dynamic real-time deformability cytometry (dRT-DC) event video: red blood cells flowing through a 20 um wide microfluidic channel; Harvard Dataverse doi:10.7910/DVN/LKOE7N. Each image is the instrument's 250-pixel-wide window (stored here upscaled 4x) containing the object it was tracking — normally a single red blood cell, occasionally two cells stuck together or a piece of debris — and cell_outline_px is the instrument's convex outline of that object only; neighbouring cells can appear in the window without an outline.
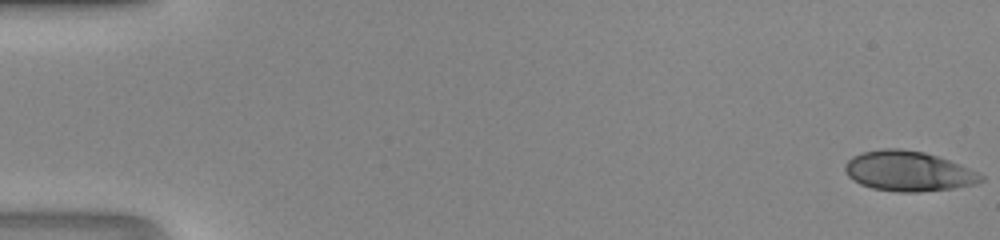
{"species": "human", "species_latin": "Homo sapiens", "temperature_condition": "room temperature", "stored_images_in_passage": 48, "camera_frame_rate_fps": 3000, "um_per_image_px": 0.085, "donor": {"sex": "male"}, "frame": {"image": 1, "passage_image": 1, "time_ms": 0.0, "image_size_px": [1000, 240], "cell_outline_px": [[984, 180], [976, 184], [952, 188], [920, 192], [900, 192], [872, 188], [860, 184], [848, 176], [844, 168], [844, 164], [852, 156], [864, 152], [884, 148], [900, 148], [924, 152], [960, 164], [984, 176]], "centroid_in_image_um": [77.2, 14.55], "position_along_channel_um": 7.8, "area_um2": 31.62}}
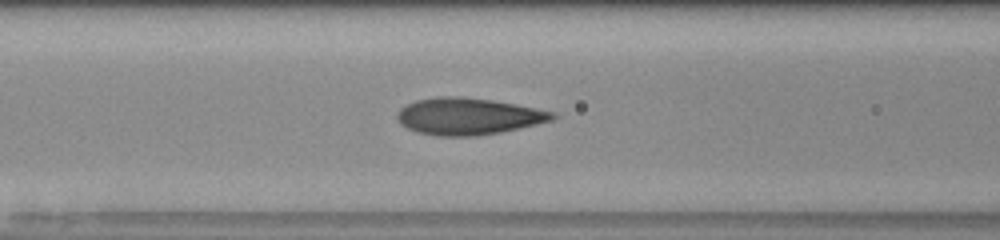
{"frame": {"image": 2, "passage_image": 21, "time_ms": 6.667, "image_size_px": [1000, 240], "cell_outline_px": [[560, 116], [552, 120], [536, 124], [500, 132], [476, 136], [436, 136], [416, 132], [400, 124], [396, 116], [396, 112], [400, 108], [416, 100], [436, 96], [464, 96], [492, 100], [536, 108], [556, 112]], "centroid_in_image_um": [39.79, 9.88], "position_along_channel_um": 126.8, "area_um2": 33.52}}
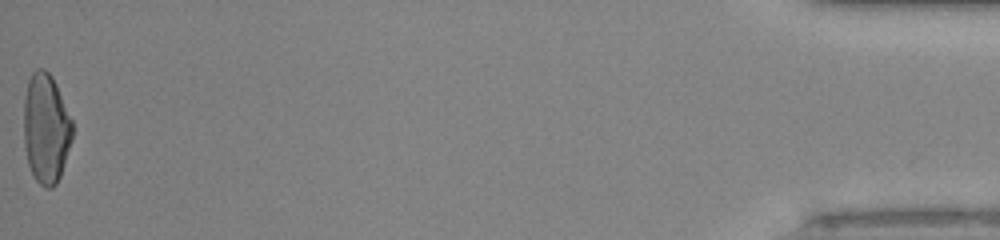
{"frame": {"image": 3, "passage_image": 48, "time_ms": 15.667, "image_size_px": [1000, 240], "cell_outline_px": [[72, 140], [60, 176], [56, 184], [52, 188], [44, 188], [36, 180], [28, 164], [24, 148], [24, 96], [28, 80], [32, 72], [36, 68], [44, 68], [52, 76], [56, 84], [72, 120]], "centroid_in_image_um": [3.9, 10.91], "position_along_channel_um": 431.3, "area_um2": 31.27}}